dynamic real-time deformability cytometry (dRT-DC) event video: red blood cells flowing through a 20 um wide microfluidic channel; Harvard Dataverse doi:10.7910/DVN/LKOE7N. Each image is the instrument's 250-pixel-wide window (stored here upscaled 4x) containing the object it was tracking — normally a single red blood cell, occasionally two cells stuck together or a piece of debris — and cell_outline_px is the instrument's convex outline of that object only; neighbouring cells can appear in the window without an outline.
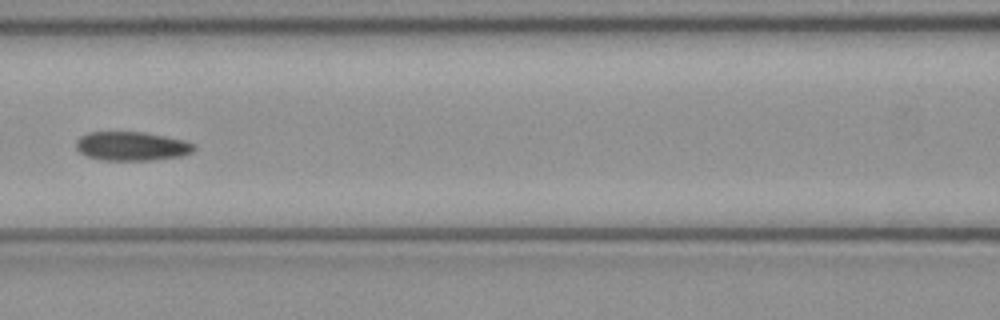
{"species": "common noctule bat (a hibernating species)", "species_latin": "Nyctalus noctula", "temperature_condition": "cold", "stored_images_in_passage": 7, "segment_of_instrument_passage": [1, 2], "camera_frame_rate_fps": 3000, "um_per_image_px": 0.085, "animal": {"sex": "female", "body_mass_g": 21.9}, "frame": {"image": 1, "passage_image": 6, "time_ms": 1.667, "image_size_px": [1000, 320], "cell_outline_px": [[196, 148], [192, 152], [180, 156], [152, 160], [104, 160], [88, 156], [80, 152], [76, 148], [76, 140], [80, 136], [88, 132], [144, 132], [184, 140], [196, 144]], "centroid_in_image_um": [11.2, 12.42], "position_along_channel_um": 155.4, "area_um2": 19.88}}